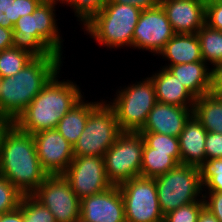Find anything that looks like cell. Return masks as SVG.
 <instances>
[{"instance_id": "obj_1", "label": "cell", "mask_w": 222, "mask_h": 222, "mask_svg": "<svg viewBox=\"0 0 222 222\" xmlns=\"http://www.w3.org/2000/svg\"><path fill=\"white\" fill-rule=\"evenodd\" d=\"M0 176L22 194L31 195L47 178L37 155L32 134L11 123L0 140Z\"/></svg>"}, {"instance_id": "obj_2", "label": "cell", "mask_w": 222, "mask_h": 222, "mask_svg": "<svg viewBox=\"0 0 222 222\" xmlns=\"http://www.w3.org/2000/svg\"><path fill=\"white\" fill-rule=\"evenodd\" d=\"M63 56L49 54L35 57L14 76L1 78L0 114L11 123L25 110L33 98L61 71Z\"/></svg>"}, {"instance_id": "obj_3", "label": "cell", "mask_w": 222, "mask_h": 222, "mask_svg": "<svg viewBox=\"0 0 222 222\" xmlns=\"http://www.w3.org/2000/svg\"><path fill=\"white\" fill-rule=\"evenodd\" d=\"M59 75L60 72L13 122L20 130L33 135L43 130L56 129L62 117L84 98L79 85L68 79L60 81Z\"/></svg>"}, {"instance_id": "obj_4", "label": "cell", "mask_w": 222, "mask_h": 222, "mask_svg": "<svg viewBox=\"0 0 222 222\" xmlns=\"http://www.w3.org/2000/svg\"><path fill=\"white\" fill-rule=\"evenodd\" d=\"M59 3L43 1L32 14L20 17L13 27V48L28 51L35 57L49 54L63 56L64 40L55 11Z\"/></svg>"}, {"instance_id": "obj_5", "label": "cell", "mask_w": 222, "mask_h": 222, "mask_svg": "<svg viewBox=\"0 0 222 222\" xmlns=\"http://www.w3.org/2000/svg\"><path fill=\"white\" fill-rule=\"evenodd\" d=\"M141 12V9L133 5L107 2L82 29L84 34L90 35L105 48H132L133 33Z\"/></svg>"}, {"instance_id": "obj_6", "label": "cell", "mask_w": 222, "mask_h": 222, "mask_svg": "<svg viewBox=\"0 0 222 222\" xmlns=\"http://www.w3.org/2000/svg\"><path fill=\"white\" fill-rule=\"evenodd\" d=\"M141 80L131 82L127 87L121 86L114 98L107 102L115 111L122 132H139L157 102L155 87L149 75Z\"/></svg>"}, {"instance_id": "obj_7", "label": "cell", "mask_w": 222, "mask_h": 222, "mask_svg": "<svg viewBox=\"0 0 222 222\" xmlns=\"http://www.w3.org/2000/svg\"><path fill=\"white\" fill-rule=\"evenodd\" d=\"M154 180L163 215L183 205L204 200L199 167L179 164Z\"/></svg>"}, {"instance_id": "obj_8", "label": "cell", "mask_w": 222, "mask_h": 222, "mask_svg": "<svg viewBox=\"0 0 222 222\" xmlns=\"http://www.w3.org/2000/svg\"><path fill=\"white\" fill-rule=\"evenodd\" d=\"M107 101L101 99L89 113L84 131L73 146L74 156L103 157L122 133L116 113Z\"/></svg>"}, {"instance_id": "obj_9", "label": "cell", "mask_w": 222, "mask_h": 222, "mask_svg": "<svg viewBox=\"0 0 222 222\" xmlns=\"http://www.w3.org/2000/svg\"><path fill=\"white\" fill-rule=\"evenodd\" d=\"M144 143L139 132H122L106 151L104 166L112 185L140 176Z\"/></svg>"}, {"instance_id": "obj_10", "label": "cell", "mask_w": 222, "mask_h": 222, "mask_svg": "<svg viewBox=\"0 0 222 222\" xmlns=\"http://www.w3.org/2000/svg\"><path fill=\"white\" fill-rule=\"evenodd\" d=\"M126 222H163L154 178L142 176L118 185Z\"/></svg>"}, {"instance_id": "obj_11", "label": "cell", "mask_w": 222, "mask_h": 222, "mask_svg": "<svg viewBox=\"0 0 222 222\" xmlns=\"http://www.w3.org/2000/svg\"><path fill=\"white\" fill-rule=\"evenodd\" d=\"M31 195L49 209L56 222H75L80 218V199L63 174L48 175Z\"/></svg>"}, {"instance_id": "obj_12", "label": "cell", "mask_w": 222, "mask_h": 222, "mask_svg": "<svg viewBox=\"0 0 222 222\" xmlns=\"http://www.w3.org/2000/svg\"><path fill=\"white\" fill-rule=\"evenodd\" d=\"M63 176L80 200L113 186L107 178L101 156H74Z\"/></svg>"}, {"instance_id": "obj_13", "label": "cell", "mask_w": 222, "mask_h": 222, "mask_svg": "<svg viewBox=\"0 0 222 222\" xmlns=\"http://www.w3.org/2000/svg\"><path fill=\"white\" fill-rule=\"evenodd\" d=\"M175 35L166 13L159 4L142 10L133 33L132 47L158 55Z\"/></svg>"}, {"instance_id": "obj_14", "label": "cell", "mask_w": 222, "mask_h": 222, "mask_svg": "<svg viewBox=\"0 0 222 222\" xmlns=\"http://www.w3.org/2000/svg\"><path fill=\"white\" fill-rule=\"evenodd\" d=\"M32 136L42 168L48 175L63 174L74 158L73 146L57 129L43 130Z\"/></svg>"}, {"instance_id": "obj_15", "label": "cell", "mask_w": 222, "mask_h": 222, "mask_svg": "<svg viewBox=\"0 0 222 222\" xmlns=\"http://www.w3.org/2000/svg\"><path fill=\"white\" fill-rule=\"evenodd\" d=\"M80 218L86 222H126L124 201L117 185L80 200Z\"/></svg>"}, {"instance_id": "obj_16", "label": "cell", "mask_w": 222, "mask_h": 222, "mask_svg": "<svg viewBox=\"0 0 222 222\" xmlns=\"http://www.w3.org/2000/svg\"><path fill=\"white\" fill-rule=\"evenodd\" d=\"M159 4L175 34H194L205 25L206 0H167Z\"/></svg>"}, {"instance_id": "obj_17", "label": "cell", "mask_w": 222, "mask_h": 222, "mask_svg": "<svg viewBox=\"0 0 222 222\" xmlns=\"http://www.w3.org/2000/svg\"><path fill=\"white\" fill-rule=\"evenodd\" d=\"M193 115V108L156 102L148 113L147 120L139 132L161 133L179 137L186 122Z\"/></svg>"}, {"instance_id": "obj_18", "label": "cell", "mask_w": 222, "mask_h": 222, "mask_svg": "<svg viewBox=\"0 0 222 222\" xmlns=\"http://www.w3.org/2000/svg\"><path fill=\"white\" fill-rule=\"evenodd\" d=\"M207 130L194 115L179 135L181 164L201 168L206 163L205 140Z\"/></svg>"}, {"instance_id": "obj_19", "label": "cell", "mask_w": 222, "mask_h": 222, "mask_svg": "<svg viewBox=\"0 0 222 222\" xmlns=\"http://www.w3.org/2000/svg\"><path fill=\"white\" fill-rule=\"evenodd\" d=\"M150 78L155 87L156 100L169 105L193 108L196 98L167 68L160 67Z\"/></svg>"}, {"instance_id": "obj_20", "label": "cell", "mask_w": 222, "mask_h": 222, "mask_svg": "<svg viewBox=\"0 0 222 222\" xmlns=\"http://www.w3.org/2000/svg\"><path fill=\"white\" fill-rule=\"evenodd\" d=\"M167 68L183 86L195 97L199 98L209 93L210 88V66L204 61L183 63Z\"/></svg>"}, {"instance_id": "obj_21", "label": "cell", "mask_w": 222, "mask_h": 222, "mask_svg": "<svg viewBox=\"0 0 222 222\" xmlns=\"http://www.w3.org/2000/svg\"><path fill=\"white\" fill-rule=\"evenodd\" d=\"M160 55L164 60L170 62L164 66L203 61L196 33L175 34L158 54V56Z\"/></svg>"}, {"instance_id": "obj_22", "label": "cell", "mask_w": 222, "mask_h": 222, "mask_svg": "<svg viewBox=\"0 0 222 222\" xmlns=\"http://www.w3.org/2000/svg\"><path fill=\"white\" fill-rule=\"evenodd\" d=\"M100 103V101H85V97L68 111L58 122L57 131L74 146L82 132L89 113Z\"/></svg>"}, {"instance_id": "obj_23", "label": "cell", "mask_w": 222, "mask_h": 222, "mask_svg": "<svg viewBox=\"0 0 222 222\" xmlns=\"http://www.w3.org/2000/svg\"><path fill=\"white\" fill-rule=\"evenodd\" d=\"M193 115L207 132L222 134V95L207 93L196 98Z\"/></svg>"}, {"instance_id": "obj_24", "label": "cell", "mask_w": 222, "mask_h": 222, "mask_svg": "<svg viewBox=\"0 0 222 222\" xmlns=\"http://www.w3.org/2000/svg\"><path fill=\"white\" fill-rule=\"evenodd\" d=\"M179 163L171 156V152L156 151L145 143L142 152L140 176L156 178L177 167Z\"/></svg>"}, {"instance_id": "obj_25", "label": "cell", "mask_w": 222, "mask_h": 222, "mask_svg": "<svg viewBox=\"0 0 222 222\" xmlns=\"http://www.w3.org/2000/svg\"><path fill=\"white\" fill-rule=\"evenodd\" d=\"M196 34L203 61L210 66L222 63V31L212 29L205 24Z\"/></svg>"}, {"instance_id": "obj_26", "label": "cell", "mask_w": 222, "mask_h": 222, "mask_svg": "<svg viewBox=\"0 0 222 222\" xmlns=\"http://www.w3.org/2000/svg\"><path fill=\"white\" fill-rule=\"evenodd\" d=\"M44 0H0V26L13 29L20 17L32 14Z\"/></svg>"}, {"instance_id": "obj_27", "label": "cell", "mask_w": 222, "mask_h": 222, "mask_svg": "<svg viewBox=\"0 0 222 222\" xmlns=\"http://www.w3.org/2000/svg\"><path fill=\"white\" fill-rule=\"evenodd\" d=\"M34 58L28 51L18 48L0 51V77L14 76Z\"/></svg>"}, {"instance_id": "obj_28", "label": "cell", "mask_w": 222, "mask_h": 222, "mask_svg": "<svg viewBox=\"0 0 222 222\" xmlns=\"http://www.w3.org/2000/svg\"><path fill=\"white\" fill-rule=\"evenodd\" d=\"M145 144L156 151L171 152V156L181 164L179 138L161 133L139 132Z\"/></svg>"}, {"instance_id": "obj_29", "label": "cell", "mask_w": 222, "mask_h": 222, "mask_svg": "<svg viewBox=\"0 0 222 222\" xmlns=\"http://www.w3.org/2000/svg\"><path fill=\"white\" fill-rule=\"evenodd\" d=\"M24 222H56L54 215L32 195H23L19 204Z\"/></svg>"}, {"instance_id": "obj_30", "label": "cell", "mask_w": 222, "mask_h": 222, "mask_svg": "<svg viewBox=\"0 0 222 222\" xmlns=\"http://www.w3.org/2000/svg\"><path fill=\"white\" fill-rule=\"evenodd\" d=\"M108 0H60V4H65L72 8L77 21L85 25L95 14L99 13Z\"/></svg>"}, {"instance_id": "obj_31", "label": "cell", "mask_w": 222, "mask_h": 222, "mask_svg": "<svg viewBox=\"0 0 222 222\" xmlns=\"http://www.w3.org/2000/svg\"><path fill=\"white\" fill-rule=\"evenodd\" d=\"M204 191L222 192V158L206 160L201 167Z\"/></svg>"}, {"instance_id": "obj_32", "label": "cell", "mask_w": 222, "mask_h": 222, "mask_svg": "<svg viewBox=\"0 0 222 222\" xmlns=\"http://www.w3.org/2000/svg\"><path fill=\"white\" fill-rule=\"evenodd\" d=\"M23 195L11 182L0 176V215L17 209Z\"/></svg>"}, {"instance_id": "obj_33", "label": "cell", "mask_w": 222, "mask_h": 222, "mask_svg": "<svg viewBox=\"0 0 222 222\" xmlns=\"http://www.w3.org/2000/svg\"><path fill=\"white\" fill-rule=\"evenodd\" d=\"M204 206V200L183 205L165 214L163 222H197L199 213Z\"/></svg>"}, {"instance_id": "obj_34", "label": "cell", "mask_w": 222, "mask_h": 222, "mask_svg": "<svg viewBox=\"0 0 222 222\" xmlns=\"http://www.w3.org/2000/svg\"><path fill=\"white\" fill-rule=\"evenodd\" d=\"M205 24L212 29L222 31V3L206 0Z\"/></svg>"}, {"instance_id": "obj_35", "label": "cell", "mask_w": 222, "mask_h": 222, "mask_svg": "<svg viewBox=\"0 0 222 222\" xmlns=\"http://www.w3.org/2000/svg\"><path fill=\"white\" fill-rule=\"evenodd\" d=\"M206 160L222 158V134L207 132L205 140Z\"/></svg>"}, {"instance_id": "obj_36", "label": "cell", "mask_w": 222, "mask_h": 222, "mask_svg": "<svg viewBox=\"0 0 222 222\" xmlns=\"http://www.w3.org/2000/svg\"><path fill=\"white\" fill-rule=\"evenodd\" d=\"M203 199L205 207L222 222V192L205 191Z\"/></svg>"}, {"instance_id": "obj_37", "label": "cell", "mask_w": 222, "mask_h": 222, "mask_svg": "<svg viewBox=\"0 0 222 222\" xmlns=\"http://www.w3.org/2000/svg\"><path fill=\"white\" fill-rule=\"evenodd\" d=\"M212 95H222V63L210 67V88Z\"/></svg>"}, {"instance_id": "obj_38", "label": "cell", "mask_w": 222, "mask_h": 222, "mask_svg": "<svg viewBox=\"0 0 222 222\" xmlns=\"http://www.w3.org/2000/svg\"><path fill=\"white\" fill-rule=\"evenodd\" d=\"M108 2L133 5L141 10L151 9L159 5V0H108Z\"/></svg>"}, {"instance_id": "obj_39", "label": "cell", "mask_w": 222, "mask_h": 222, "mask_svg": "<svg viewBox=\"0 0 222 222\" xmlns=\"http://www.w3.org/2000/svg\"><path fill=\"white\" fill-rule=\"evenodd\" d=\"M13 47V29L0 26V51Z\"/></svg>"}, {"instance_id": "obj_40", "label": "cell", "mask_w": 222, "mask_h": 222, "mask_svg": "<svg viewBox=\"0 0 222 222\" xmlns=\"http://www.w3.org/2000/svg\"><path fill=\"white\" fill-rule=\"evenodd\" d=\"M0 222H24L22 210L17 209L0 215Z\"/></svg>"}, {"instance_id": "obj_41", "label": "cell", "mask_w": 222, "mask_h": 222, "mask_svg": "<svg viewBox=\"0 0 222 222\" xmlns=\"http://www.w3.org/2000/svg\"><path fill=\"white\" fill-rule=\"evenodd\" d=\"M197 222H220L205 206L199 213Z\"/></svg>"}, {"instance_id": "obj_42", "label": "cell", "mask_w": 222, "mask_h": 222, "mask_svg": "<svg viewBox=\"0 0 222 222\" xmlns=\"http://www.w3.org/2000/svg\"><path fill=\"white\" fill-rule=\"evenodd\" d=\"M10 124L11 122L3 114H0V140L2 133Z\"/></svg>"}, {"instance_id": "obj_43", "label": "cell", "mask_w": 222, "mask_h": 222, "mask_svg": "<svg viewBox=\"0 0 222 222\" xmlns=\"http://www.w3.org/2000/svg\"><path fill=\"white\" fill-rule=\"evenodd\" d=\"M75 222H86V221H84L82 218H79V219L76 220Z\"/></svg>"}, {"instance_id": "obj_44", "label": "cell", "mask_w": 222, "mask_h": 222, "mask_svg": "<svg viewBox=\"0 0 222 222\" xmlns=\"http://www.w3.org/2000/svg\"><path fill=\"white\" fill-rule=\"evenodd\" d=\"M44 1H59L60 2V0H44Z\"/></svg>"}]
</instances>
